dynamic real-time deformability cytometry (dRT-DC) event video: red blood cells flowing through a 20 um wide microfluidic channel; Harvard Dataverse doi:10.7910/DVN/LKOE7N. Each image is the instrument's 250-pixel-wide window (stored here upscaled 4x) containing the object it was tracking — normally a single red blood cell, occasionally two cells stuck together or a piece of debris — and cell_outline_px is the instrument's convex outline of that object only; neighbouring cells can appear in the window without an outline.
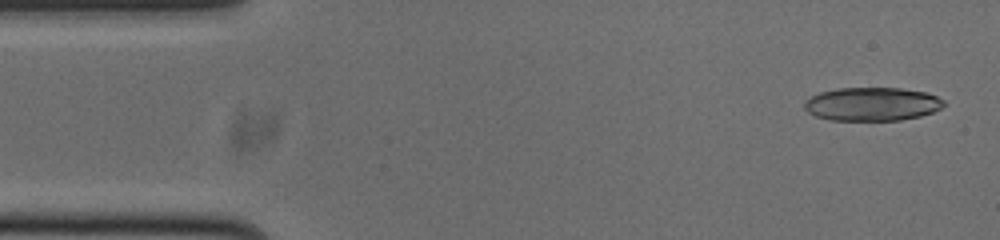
{"species": "common noctule bat (a hibernating species)", "species_latin": "Nyctalus noctula", "temperature_condition": "cold", "stored_images_in_passage": 15, "camera_frame_rate_fps": 3000, "um_per_image_px": 0.085, "animal": {"sex": "male", "body_mass_g": 20.0, "forearm_length_mm": 53.3}, "frame": {"image": 1, "passage_image": 2, "time_ms": 0.333, "image_size_px": [1000, 240], "cell_outline_px": [[944, 104], [940, 108], [932, 112], [920, 116], [900, 120], [828, 120], [816, 116], [808, 112], [804, 108], [804, 100], [820, 92], [836, 88], [900, 88], [924, 92], [936, 96], [944, 100]], "centroid_in_image_um": [74.09, 8.84], "position_along_channel_um": 10.9, "area_um2": 27.17}}